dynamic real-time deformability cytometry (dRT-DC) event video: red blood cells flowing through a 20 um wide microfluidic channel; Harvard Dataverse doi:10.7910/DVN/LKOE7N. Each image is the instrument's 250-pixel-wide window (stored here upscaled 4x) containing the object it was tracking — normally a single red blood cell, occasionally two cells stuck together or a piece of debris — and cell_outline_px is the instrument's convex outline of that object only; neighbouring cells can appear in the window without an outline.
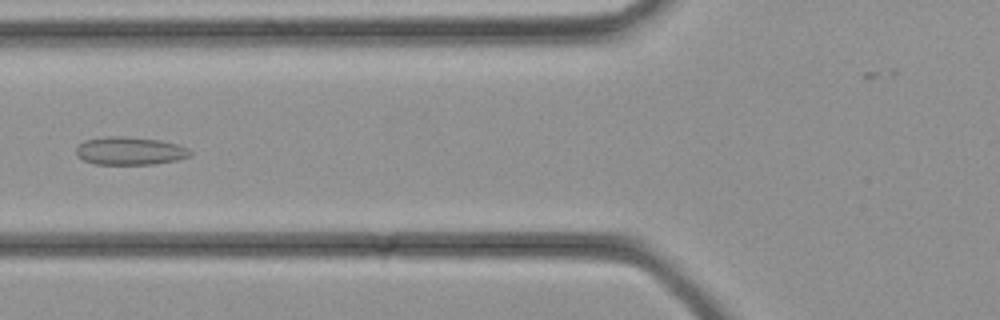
{"species": "common noctule bat (a hibernating species)", "species_latin": "Nyctalus noctula", "temperature_condition": "cold", "stored_images_in_passage": 25, "camera_frame_rate_fps": 3000, "um_per_image_px": 0.085, "animal": {"sex": "female", "body_mass_g": 21.9}, "frame": {"image": 1, "passage_image": 3, "time_ms": 0.667, "image_size_px": [1000, 320], "cell_outline_px": [[192, 156], [176, 160], [152, 164], [96, 164], [84, 160], [76, 152], [76, 148], [84, 140], [104, 136], [124, 136], [160, 140], [176, 144], [188, 148], [192, 152]], "centroid_in_image_um": [11.06, 12.82], "position_along_channel_um": 114.7, "area_um2": 18.55}}
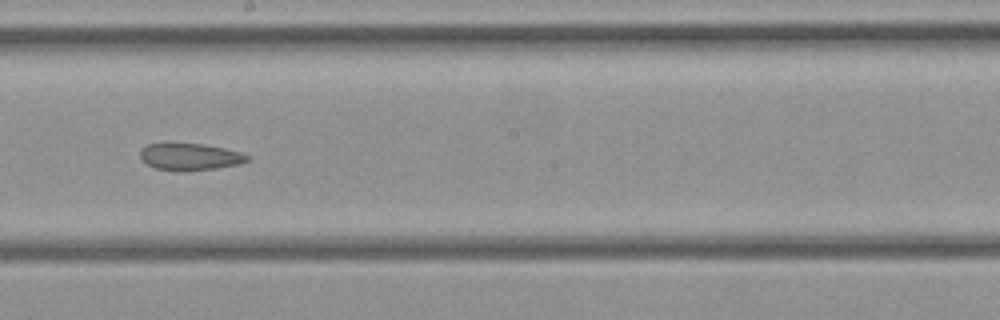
{"frame": {"image": 2, "passage_image": 9, "time_ms": 2.667, "image_size_px": [1000, 320], "cell_outline_px": [[252, 156], [248, 160], [240, 164], [216, 168], [156, 168], [148, 164], [140, 156], [140, 148], [148, 144], [164, 140], [204, 144], [224, 148], [240, 152]], "centroid_in_image_um": [16.13, 13.22], "position_along_channel_um": 232.1, "area_um2": 16.7}}
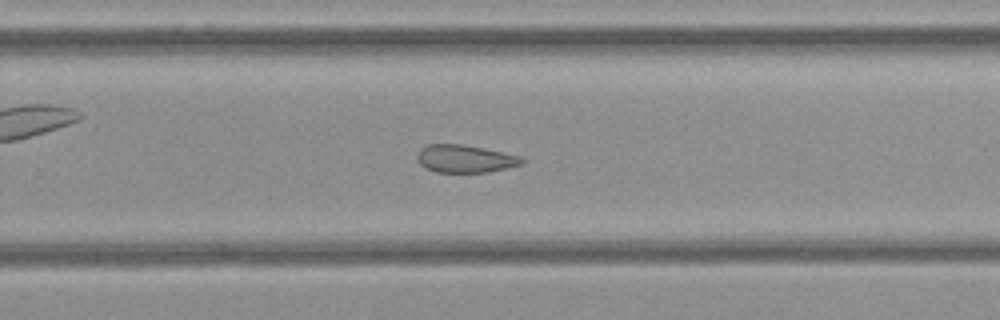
{"frame": {"image": 3, "passage_image": 12, "time_ms": 3.667, "image_size_px": [1000, 320], "cell_outline_px": [[528, 160], [524, 164], [508, 168], [488, 172], [436, 172], [424, 168], [420, 164], [416, 156], [420, 148], [428, 144], [464, 144], [484, 148], [520, 156]], "centroid_in_image_um": [39.55, 13.49], "position_along_channel_um": 290.2, "area_um2": 17.17}}